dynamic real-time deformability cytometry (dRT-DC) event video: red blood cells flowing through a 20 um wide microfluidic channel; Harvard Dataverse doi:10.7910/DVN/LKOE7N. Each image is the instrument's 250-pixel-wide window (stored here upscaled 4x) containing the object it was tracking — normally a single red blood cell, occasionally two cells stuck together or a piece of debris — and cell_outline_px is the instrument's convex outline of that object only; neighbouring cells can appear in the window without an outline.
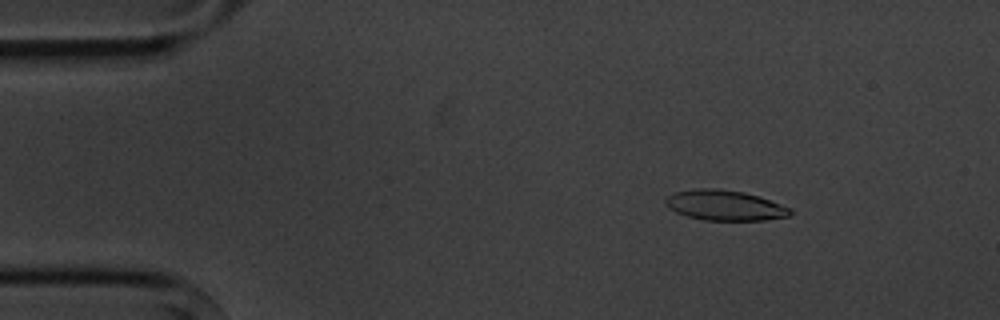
{"species": "common noctule bat (a hibernating species)", "species_latin": "Nyctalus noctula", "temperature_condition": "cold", "stored_images_in_passage": 5, "camera_frame_rate_fps": 3000, "um_per_image_px": 0.085, "animal": {"sex": "male", "body_mass_g": 20.1, "forearm_length_mm": 53.5}, "frame": {"image": 1, "passage_image": 2, "time_ms": 1.333, "image_size_px": [1000, 320], "cell_outline_px": [[792, 212], [788, 216], [764, 220], [704, 220], [688, 216], [676, 212], [664, 200], [668, 196], [676, 192], [700, 188], [716, 188], [744, 192], [760, 196], [792, 208]], "centroid_in_image_um": [61.67, 17.45], "position_along_channel_um": 23.3, "area_um2": 21.79}}
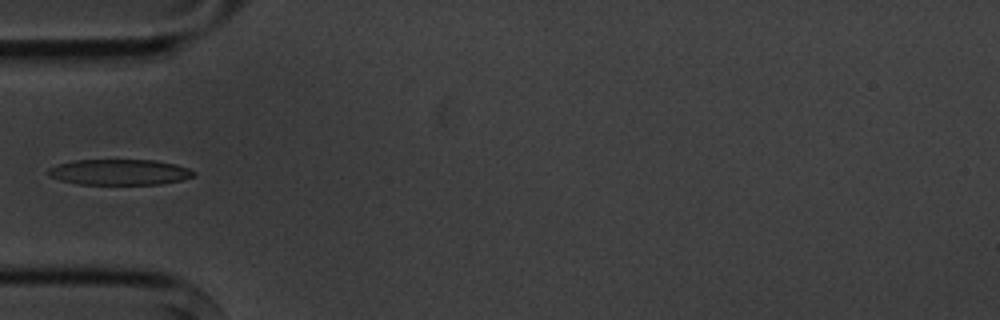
{"frame": {"image": 2, "passage_image": 5, "time_ms": 4.667, "image_size_px": [1000, 320], "cell_outline_px": [[196, 176], [180, 180], [160, 184], [80, 184], [60, 180], [48, 176], [48, 168], [56, 164], [76, 160], [156, 160], [176, 164], [188, 168], [196, 172]], "centroid_in_image_um": [10.16, 14.62], "position_along_channel_um": 74.8, "area_um2": 21.85}}